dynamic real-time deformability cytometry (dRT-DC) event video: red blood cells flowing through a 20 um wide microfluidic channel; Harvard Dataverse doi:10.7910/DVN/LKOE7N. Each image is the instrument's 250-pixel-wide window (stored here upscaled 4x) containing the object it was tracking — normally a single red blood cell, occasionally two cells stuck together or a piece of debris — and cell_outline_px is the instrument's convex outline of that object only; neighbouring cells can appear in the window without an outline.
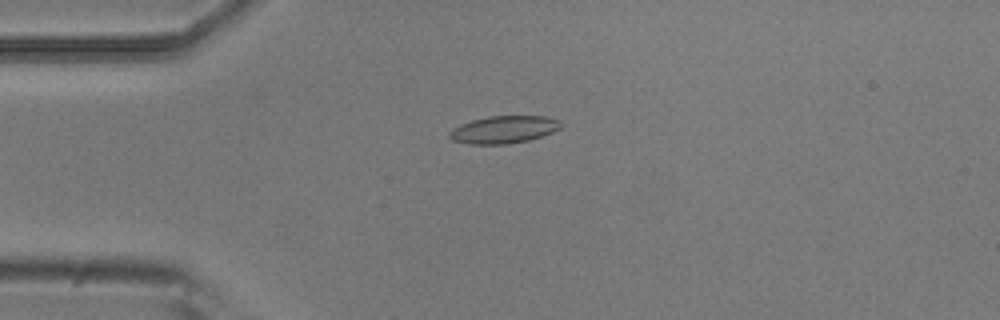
{"species": "common noctule bat (a hibernating species)", "species_latin": "Nyctalus noctula", "temperature_condition": "room temperature", "stored_images_in_passage": 8, "camera_frame_rate_fps": 3000, "um_per_image_px": 0.085, "animal": {"sex": "male", "body_mass_g": 20.5, "forearm_length_mm": 52.5}, "frame": {"image": 1, "passage_image": 3, "time_ms": 0.667, "image_size_px": [1000, 320], "cell_outline_px": [[564, 124], [560, 128], [552, 132], [528, 140], [508, 144], [468, 144], [452, 140], [448, 136], [448, 132], [452, 128], [460, 124], [472, 120], [488, 116], [544, 116], [560, 120]], "centroid_in_image_um": [42.8, 11.01], "position_along_channel_um": 42.2, "area_um2": 17.92}}
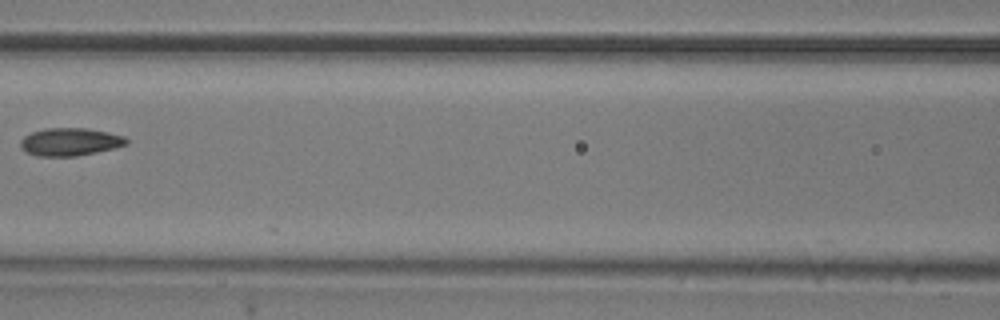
{"frame": {"image": 2, "passage_image": 6, "time_ms": 1.667, "image_size_px": [1000, 320], "cell_outline_px": [[128, 144], [96, 152], [76, 156], [36, 156], [20, 148], [20, 140], [24, 136], [32, 132], [44, 128], [88, 128], [108, 132], [124, 136], [128, 140]], "centroid_in_image_um": [5.93, 12.05], "position_along_channel_um": 160.7, "area_um2": 17.17}}
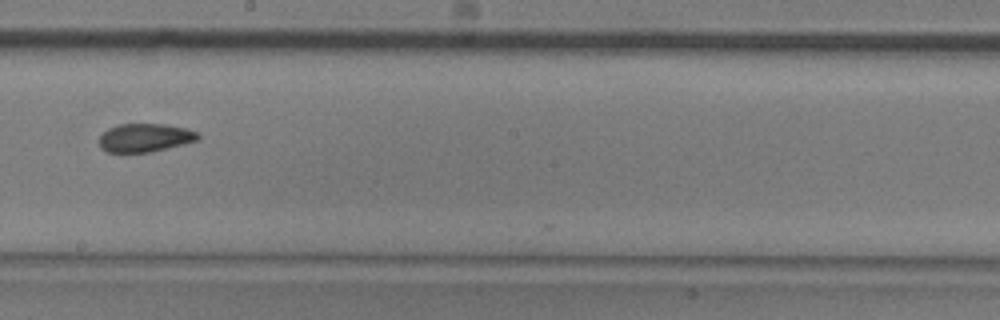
{"frame": {"image": 3, "passage_image": 8, "time_ms": 2.333, "image_size_px": [1000, 320], "cell_outline_px": [[200, 140], [152, 152], [108, 152], [100, 148], [100, 136], [108, 128], [120, 124], [168, 124], [188, 128], [200, 132]], "centroid_in_image_um": [12.39, 11.7], "position_along_channel_um": 235.8, "area_um2": 16.59}}